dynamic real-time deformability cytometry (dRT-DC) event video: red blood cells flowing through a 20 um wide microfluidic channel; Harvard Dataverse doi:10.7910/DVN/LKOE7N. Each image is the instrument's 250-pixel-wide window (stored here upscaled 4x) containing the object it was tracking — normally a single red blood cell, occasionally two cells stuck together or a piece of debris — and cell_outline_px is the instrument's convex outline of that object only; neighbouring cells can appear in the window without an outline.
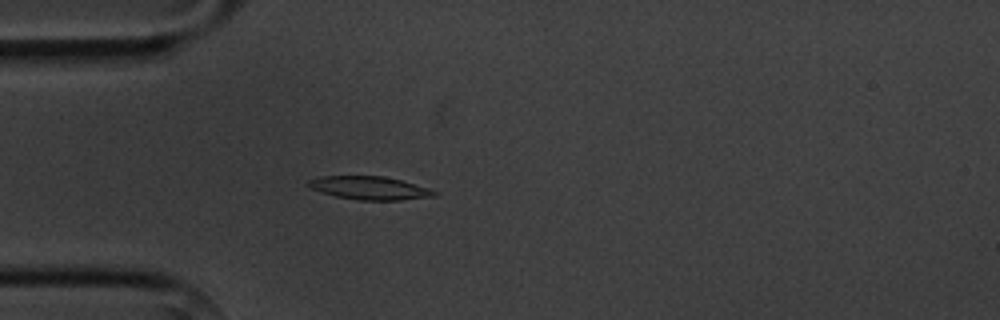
{"species": "common noctule bat (a hibernating species)", "species_latin": "Nyctalus noctula", "temperature_condition": "cold", "stored_images_in_passage": 4, "camera_frame_rate_fps": 3000, "um_per_image_px": 0.085, "animal": {"sex": "male", "body_mass_g": 20.1, "forearm_length_mm": 53.5}, "frame": {"image": 1, "passage_image": 4, "time_ms": 3.667, "image_size_px": [1000, 320], "cell_outline_px": [[440, 196], [400, 200], [360, 200], [336, 196], [320, 192], [312, 188], [308, 184], [308, 180], [320, 176], [384, 176], [400, 180], [428, 188], [440, 192]], "centroid_in_image_um": [31.47, 15.98], "position_along_channel_um": 53.5, "area_um2": 17.05}}